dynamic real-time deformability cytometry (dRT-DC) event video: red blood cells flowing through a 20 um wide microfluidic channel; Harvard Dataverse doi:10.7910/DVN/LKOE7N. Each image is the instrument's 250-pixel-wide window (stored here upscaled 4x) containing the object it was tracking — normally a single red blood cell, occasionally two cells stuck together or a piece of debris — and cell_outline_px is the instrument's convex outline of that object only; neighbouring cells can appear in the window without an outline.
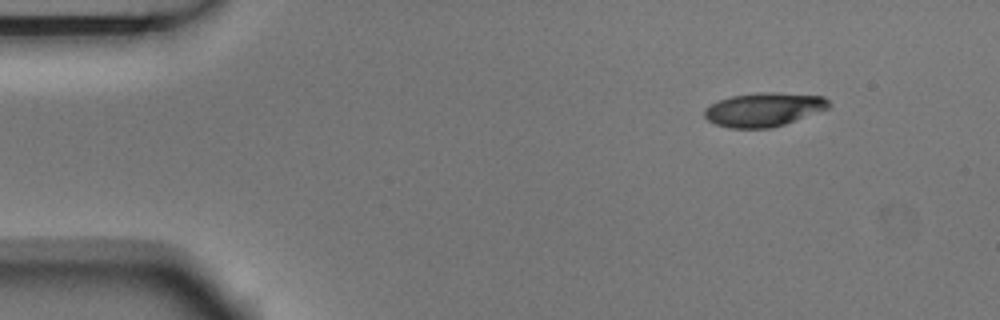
{"species": "Egyptian fruit bat (a non-hibernating species)", "species_latin": "Rousettus aegyptiacus", "temperature_condition": "room temperature", "stored_images_in_passage": 3, "camera_frame_rate_fps": 3000, "um_per_image_px": 0.085, "animal": {"sex": "male"}, "frame": {"image": 1, "passage_image": 1, "time_ms": 0.0, "image_size_px": [1000, 320], "cell_outline_px": [[832, 104], [828, 108], [784, 124], [772, 128], [728, 128], [716, 124], [708, 120], [704, 116], [704, 108], [720, 100], [732, 96], [756, 92], [776, 92], [824, 96]], "centroid_in_image_um": [64.92, 9.3], "position_along_channel_um": 20.1, "area_um2": 24.45}}